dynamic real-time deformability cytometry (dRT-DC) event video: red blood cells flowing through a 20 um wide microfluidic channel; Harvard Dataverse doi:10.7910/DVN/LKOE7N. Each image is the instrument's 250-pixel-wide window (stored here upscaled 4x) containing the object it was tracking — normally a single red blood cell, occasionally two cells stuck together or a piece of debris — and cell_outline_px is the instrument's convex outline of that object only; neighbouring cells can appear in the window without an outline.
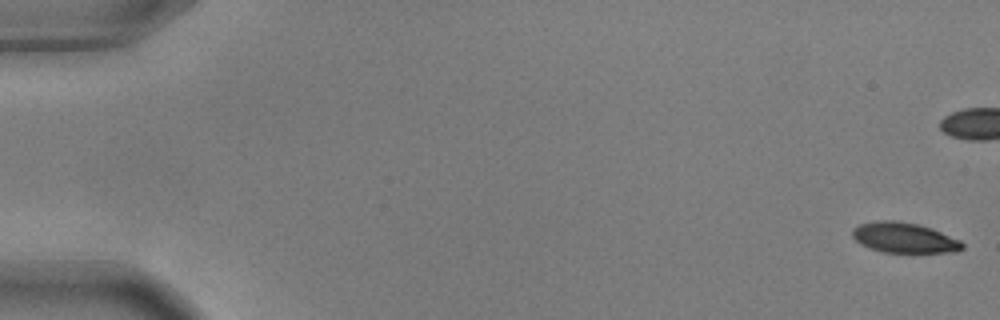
{"species": "common noctule bat (a hibernating species)", "species_latin": "Nyctalus noctula", "temperature_condition": "warm", "stored_images_in_passage": 18, "camera_frame_rate_fps": 3000, "um_per_image_px": 0.085, "animal": {"sex": "male", "body_mass_g": 17.9, "forearm_length_mm": 54.2}, "frame": {"image": 1, "passage_image": 1, "time_ms": 0.0, "image_size_px": [1000, 320], "cell_outline_px": [[964, 248], [956, 252], [884, 252], [868, 248], [860, 244], [852, 236], [852, 228], [860, 224], [876, 220], [892, 220], [916, 224], [932, 228], [960, 240], [964, 244]], "centroid_in_image_um": [76.84, 20.2], "position_along_channel_um": 8.2, "area_um2": 19.42}}
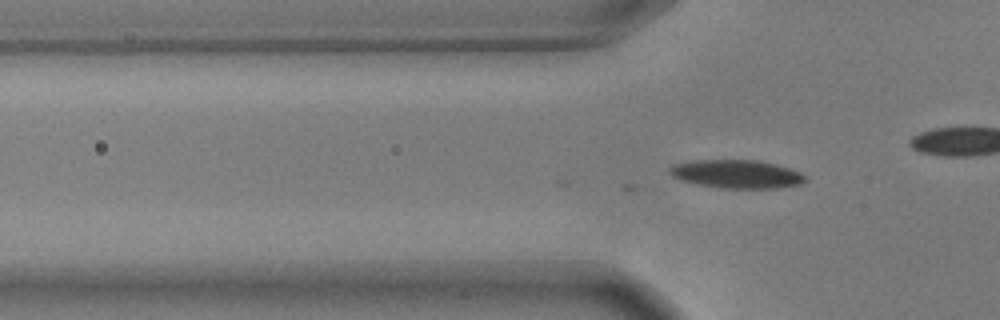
{"frame": {"image": 2, "passage_image": 18, "time_ms": 5.667, "image_size_px": [1000, 320], "cell_outline_px": [[804, 180], [800, 184], [780, 188], [720, 188], [696, 184], [680, 180], [672, 176], [668, 172], [668, 168], [676, 164], [696, 160], [760, 160], [776, 164], [800, 172], [804, 176]], "centroid_in_image_um": [62.59, 14.79], "position_along_channel_um": 63.2, "area_um2": 22.37}}